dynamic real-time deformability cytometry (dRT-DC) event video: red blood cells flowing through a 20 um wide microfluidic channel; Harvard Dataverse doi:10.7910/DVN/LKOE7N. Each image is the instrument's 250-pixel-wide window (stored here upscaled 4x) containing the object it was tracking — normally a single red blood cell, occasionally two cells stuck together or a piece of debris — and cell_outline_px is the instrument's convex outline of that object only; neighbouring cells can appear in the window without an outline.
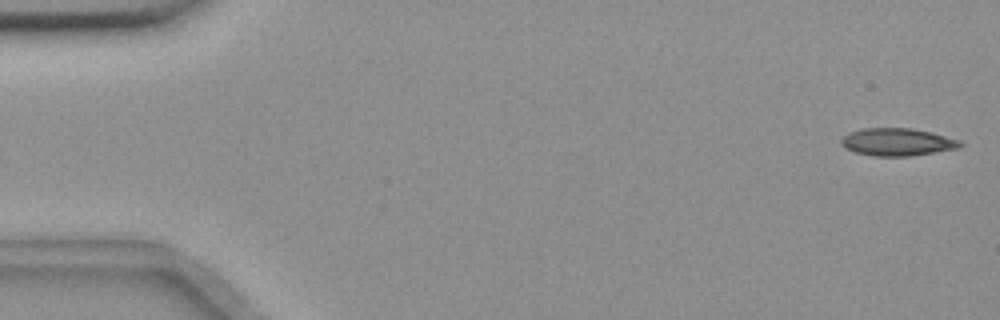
{"species": "common noctule bat (a hibernating species)", "species_latin": "Nyctalus noctula", "temperature_condition": "room temperature", "stored_images_in_passage": 50, "camera_frame_rate_fps": 3000, "um_per_image_px": 0.085, "animal": {"sex": "female", "body_mass_g": 18.4}, "frame": {"image": 1, "passage_image": 1, "time_ms": 0.0, "image_size_px": [1000, 320], "cell_outline_px": [[964, 144], [960, 148], [908, 156], [872, 156], [856, 152], [844, 148], [840, 144], [840, 140], [848, 132], [860, 128], [912, 128], [932, 132], [960, 140]], "centroid_in_image_um": [76.25, 12.06], "position_along_channel_um": 8.7, "area_um2": 19.31}}
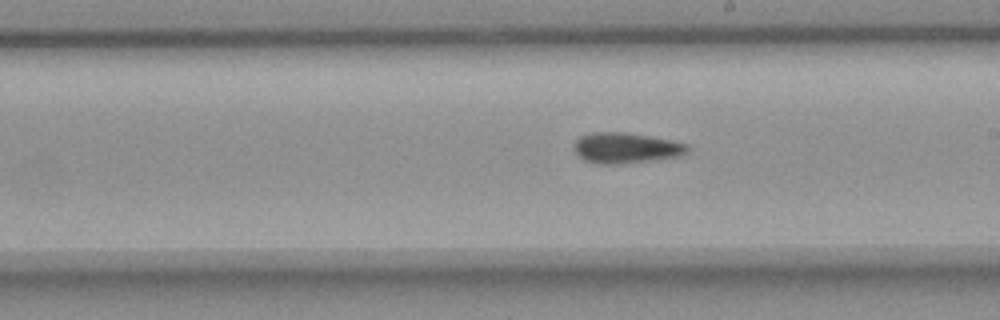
{"frame": {"image": 2, "passage_image": 31, "time_ms": 10.0, "image_size_px": [1000, 320], "cell_outline_px": [[688, 152], [680, 156], [648, 160], [612, 164], [596, 164], [584, 160], [572, 148], [572, 144], [580, 136], [592, 132], [624, 132], [672, 140], [688, 144]], "centroid_in_image_um": [53.16, 12.56], "position_along_channel_um": 235.8, "area_um2": 20.11}}
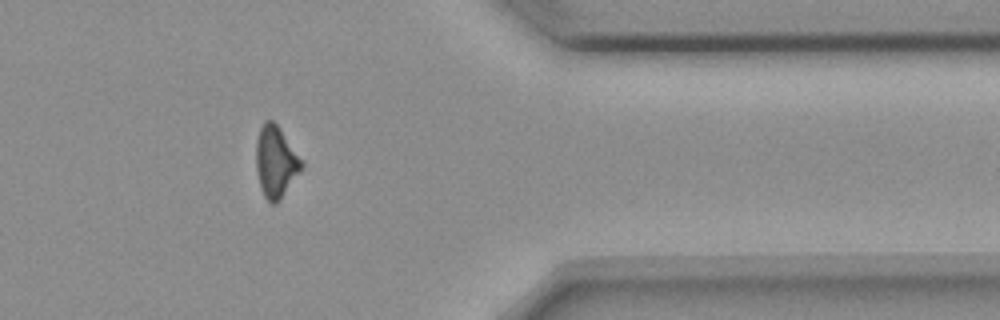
{"frame": {"image": 3, "passage_image": 45, "time_ms": 14.667, "image_size_px": [1000, 320], "cell_outline_px": [[304, 164], [280, 200], [276, 204], [272, 204], [264, 196], [260, 188], [256, 168], [256, 140], [260, 128], [264, 120], [272, 120], [276, 124], [304, 160]], "centroid_in_image_um": [23.43, 13.74], "position_along_channel_um": 388.0, "area_um2": 18.9}, "authors_computed_cell_mechanics": {"area_um2": 19.4497, "velocity_mm_per_s": 3.6478, "shape_relaxation_time_tau1_ms": 10.3049, "shape_relaxation_time_tau2_ms": null, "deformation_change_tau1": 0.21, "deformation_change_tau2": null}}